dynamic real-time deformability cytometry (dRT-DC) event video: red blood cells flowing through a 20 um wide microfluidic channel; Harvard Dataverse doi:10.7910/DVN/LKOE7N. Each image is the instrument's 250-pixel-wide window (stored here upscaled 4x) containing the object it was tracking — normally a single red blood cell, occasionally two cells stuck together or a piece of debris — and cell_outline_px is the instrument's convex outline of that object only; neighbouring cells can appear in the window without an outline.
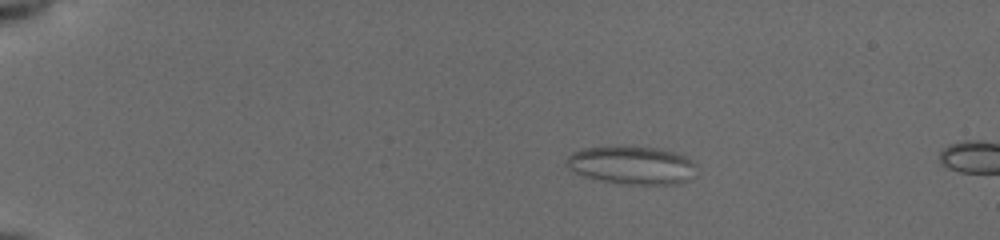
{"species": "common noctule bat (a hibernating species)", "species_latin": "Nyctalus noctula", "temperature_condition": "cold", "stored_images_in_passage": 4, "camera_frame_rate_fps": 3000, "um_per_image_px": 0.085, "animal": {"sex": "female", "body_mass_g": 19.5, "forearm_length_mm": 54.1}, "frame": {"image": 1, "passage_image": 1, "time_ms": 0.0, "image_size_px": [1000, 240], "cell_outline_px": [[696, 164], [684, 180], [676, 184], [624, 184], [600, 180], [584, 176], [568, 168], [564, 164], [568, 156], [572, 152], [584, 148], [624, 144], [656, 148], [672, 152], [684, 156], [692, 160]], "centroid_in_image_um": [53.59, 14.0], "position_along_channel_um": 31.4, "area_um2": 28.84}}